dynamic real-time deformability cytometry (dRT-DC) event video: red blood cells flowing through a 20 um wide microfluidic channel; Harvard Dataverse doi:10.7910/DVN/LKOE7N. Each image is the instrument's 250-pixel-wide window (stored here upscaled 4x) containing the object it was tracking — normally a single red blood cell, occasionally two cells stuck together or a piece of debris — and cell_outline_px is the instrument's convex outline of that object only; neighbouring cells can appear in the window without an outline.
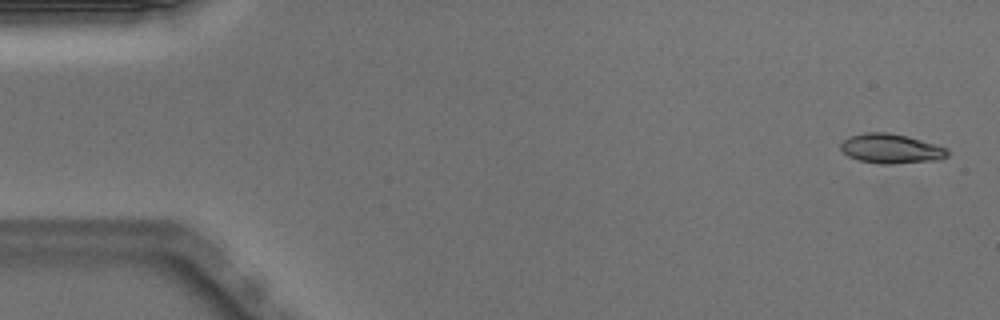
{"species": "Egyptian fruit bat (a non-hibernating species)", "species_latin": "Rousettus aegyptiacus", "temperature_condition": "warm", "stored_images_in_passage": 50, "camera_frame_rate_fps": 3000, "um_per_image_px": 0.085, "animal": {"sex": "male"}, "frame": {"image": 1, "passage_image": 2, "time_ms": 0.333, "image_size_px": [1000, 320], "cell_outline_px": [[948, 156], [940, 160], [892, 164], [880, 164], [860, 160], [848, 156], [840, 148], [840, 144], [848, 136], [868, 132], [888, 132], [908, 136], [936, 144], [948, 148]], "centroid_in_image_um": [75.76, 12.63], "position_along_channel_um": 9.2, "area_um2": 18.55}}
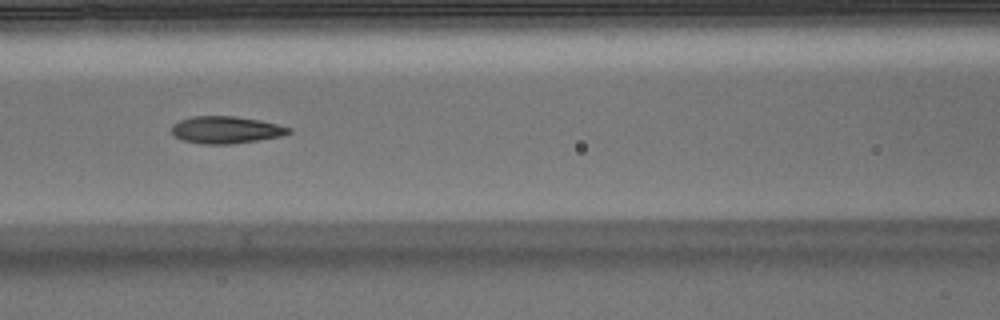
{"frame": {"image": 2, "passage_image": 22, "time_ms": 7.0, "image_size_px": [1000, 320], "cell_outline_px": [[292, 132], [280, 136], [232, 144], [200, 144], [184, 140], [176, 136], [172, 132], [172, 124], [180, 120], [192, 116], [236, 116], [260, 120], [292, 128]], "centroid_in_image_um": [19.2, 11.03], "position_along_channel_um": 147.4, "area_um2": 18.44}}
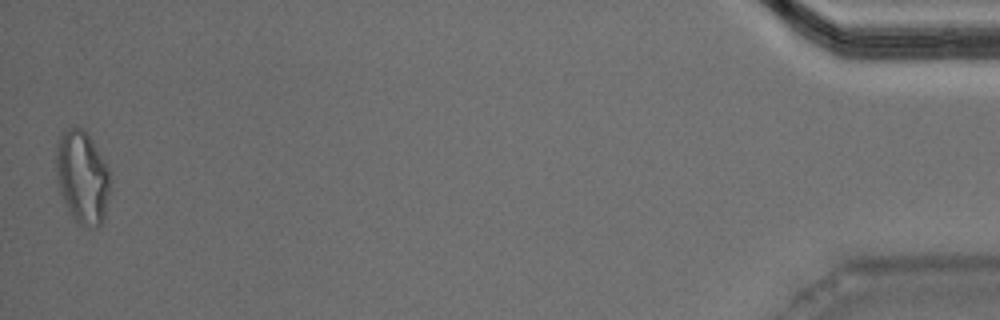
{"frame": {"image": 3, "passage_image": 50, "time_ms": 16.333, "image_size_px": [1000, 320], "cell_outline_px": [[112, 180], [104, 216], [100, 224], [96, 228], [92, 228], [80, 224], [68, 212], [60, 192], [56, 176], [56, 144], [60, 136], [68, 128], [84, 128], [92, 140], [104, 160], [108, 168]], "centroid_in_image_um": [7.0, 15.06], "position_along_channel_um": 428.2, "area_um2": 29.42}, "authors_computed_cell_mechanics": {"area_um2": 18.5538, "velocity_mm_per_s": 3.9994, "shape_relaxation_time_tau1_ms": 6.7325, "shape_relaxation_time_tau2_ms": 1.8786, "deformation_change_tau1": 0.2298, "deformation_change_tau2": 0.1016}}